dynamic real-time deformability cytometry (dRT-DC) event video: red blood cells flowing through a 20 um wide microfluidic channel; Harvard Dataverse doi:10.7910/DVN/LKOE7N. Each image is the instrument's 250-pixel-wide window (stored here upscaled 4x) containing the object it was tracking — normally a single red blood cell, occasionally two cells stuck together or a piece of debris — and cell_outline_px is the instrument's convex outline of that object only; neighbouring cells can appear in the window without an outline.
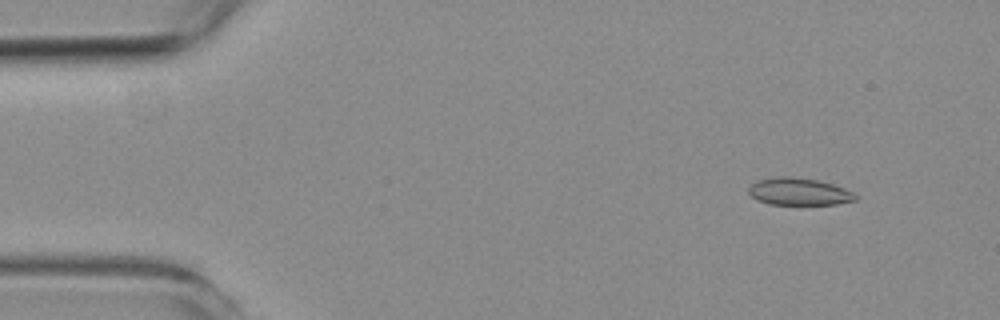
{"species": "common noctule bat (a hibernating species)", "species_latin": "Nyctalus noctula", "temperature_condition": "room temperature", "stored_images_in_passage": 55, "camera_frame_rate_fps": 3000, "um_per_image_px": 0.085, "animal": {"sex": "female", "body_mass_g": 19.3, "forearm_length_mm": 54.1}, "frame": {"image": 1, "passage_image": 6, "time_ms": 1.667, "image_size_px": [1000, 320], "cell_outline_px": [[860, 196], [856, 200], [836, 204], [768, 204], [756, 200], [748, 192], [748, 188], [756, 180], [780, 176], [792, 176], [820, 180], [844, 188]], "centroid_in_image_um": [67.91, 16.28], "position_along_channel_um": 17.1, "area_um2": 17.11}}
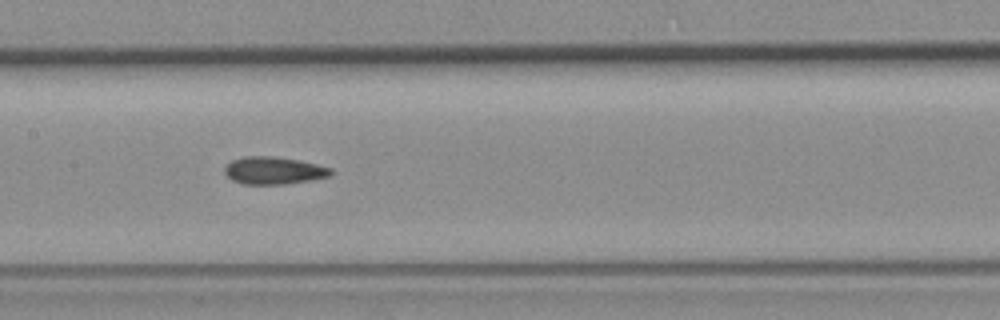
{"frame": {"image": 2, "passage_image": 27, "time_ms": 8.667, "image_size_px": [1000, 320], "cell_outline_px": [[336, 172], [332, 176], [312, 180], [284, 184], [244, 184], [232, 180], [224, 172], [224, 168], [232, 160], [244, 156], [272, 156], [300, 160], [332, 168]], "centroid_in_image_um": [23.32, 14.49], "position_along_channel_um": 184.1, "area_um2": 17.17}}
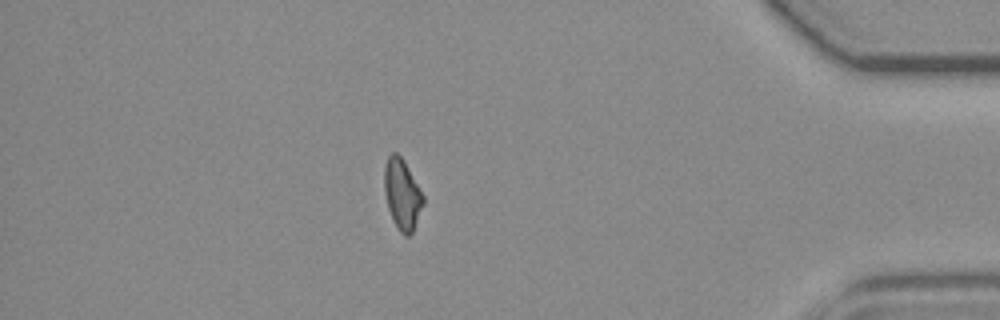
{"frame": {"image": 3, "passage_image": 48, "time_ms": 15.667, "image_size_px": [1000, 320], "cell_outline_px": [[424, 204], [412, 232], [408, 236], [404, 236], [400, 232], [392, 220], [388, 208], [384, 192], [384, 164], [388, 156], [392, 152], [396, 152], [404, 160], [424, 196]], "centroid_in_image_um": [34.17, 16.5], "position_along_channel_um": 401.0, "area_um2": 16.07}, "authors_computed_cell_mechanics": {"area_um2": 16.9354, "velocity_mm_per_s": 3.7393, "shape_relaxation_time_tau1_ms": null, "shape_relaxation_time_tau2_ms": 9.412, "deformation_change_tau1": null, "deformation_change_tau2": 0.1443}}